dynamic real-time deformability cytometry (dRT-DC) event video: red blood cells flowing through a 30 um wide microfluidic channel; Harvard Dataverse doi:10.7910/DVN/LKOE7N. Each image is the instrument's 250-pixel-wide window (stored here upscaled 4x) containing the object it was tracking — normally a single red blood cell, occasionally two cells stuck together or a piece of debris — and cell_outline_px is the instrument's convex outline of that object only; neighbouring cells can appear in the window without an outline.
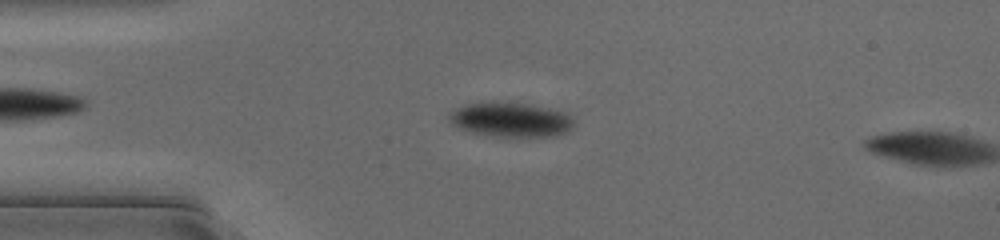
{"species": "common noctule bat (a hibernating species)", "species_latin": "Nyctalus noctula", "temperature_condition": "cold", "stored_images_in_passage": 8, "camera_frame_rate_fps": 3000, "um_per_image_px": 0.085, "animal": {"sex": "female", "body_mass_g": 17.0, "forearm_length_mm": 48.0}, "frame": {"image": 1, "passage_image": 7, "time_ms": 2.0, "image_size_px": [1000, 240], "cell_outline_px": [[572, 128], [568, 132], [556, 136], [492, 136], [472, 132], [460, 128], [452, 124], [448, 116], [452, 112], [468, 104], [520, 104], [544, 108], [560, 112], [568, 116], [572, 120]], "centroid_in_image_um": [43.42, 10.23], "position_along_channel_um": 41.6, "area_um2": 23.7}}